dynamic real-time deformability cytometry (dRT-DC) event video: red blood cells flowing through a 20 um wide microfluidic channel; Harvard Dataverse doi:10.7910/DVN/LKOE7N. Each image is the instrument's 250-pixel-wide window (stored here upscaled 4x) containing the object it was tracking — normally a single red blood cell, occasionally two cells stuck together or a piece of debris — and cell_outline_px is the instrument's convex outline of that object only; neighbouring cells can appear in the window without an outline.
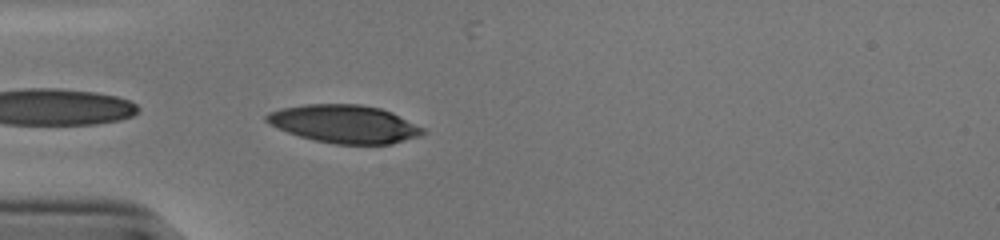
{"species": "human", "species_latin": "Homo sapiens", "temperature_condition": "cold", "stored_images_in_passage": 38, "camera_frame_rate_fps": 3000, "um_per_image_px": 0.085, "donor": {"sex": "male"}, "frame": {"image": 1, "passage_image": 1, "time_ms": 0.0, "image_size_px": [1000, 240], "cell_outline_px": [[428, 132], [420, 136], [392, 144], [336, 144], [312, 140], [288, 132], [264, 120], [264, 116], [268, 112], [284, 108], [308, 104], [360, 104], [380, 108], [392, 112], [424, 128]], "centroid_in_image_um": [29.32, 10.54], "position_along_channel_um": 55.7, "area_um2": 34.56}}
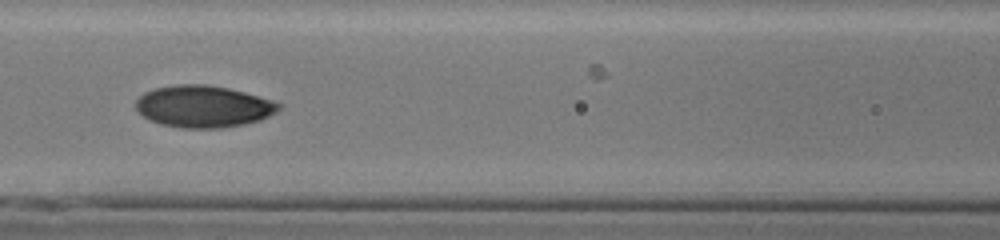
{"frame": {"image": 2, "passage_image": 9, "time_ms": 2.667, "image_size_px": [1000, 240], "cell_outline_px": [[280, 108], [276, 112], [260, 120], [244, 124], [224, 128], [180, 128], [160, 124], [148, 120], [136, 108], [136, 100], [144, 92], [156, 88], [176, 84], [204, 84], [228, 88], [244, 92], [272, 100], [280, 104]], "centroid_in_image_um": [17.27, 9.05], "position_along_channel_um": 149.3, "area_um2": 34.85}}
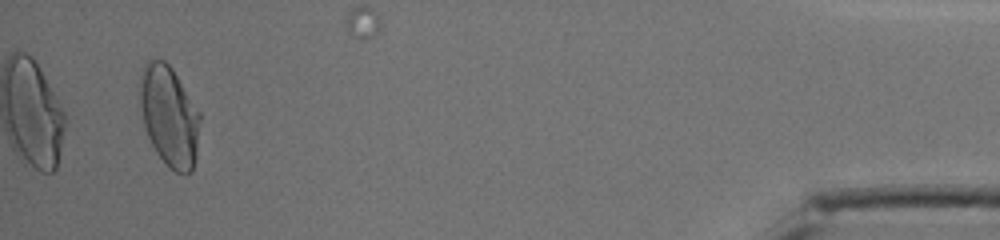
{"frame": {"image": 3, "passage_image": 36, "time_ms": 11.667, "image_size_px": [1000, 240], "cell_outline_px": [[200, 120], [196, 156], [192, 172], [176, 172], [168, 168], [156, 152], [144, 128], [140, 108], [140, 76], [144, 64], [148, 60], [164, 60], [172, 68], [200, 112]], "centroid_in_image_um": [14.38, 9.87], "position_along_channel_um": 420.8, "area_um2": 35.2}, "authors_computed_cell_mechanics": {"area_um2": 34.102, "velocity_mm_per_s": 3.8316, "shape_relaxation_time_tau1_ms": 5.0283, "shape_relaxation_time_tau2_ms": 1.1676, "deformation_change_tau1": 0.1769, "deformation_change_tau2": 0.0413}}